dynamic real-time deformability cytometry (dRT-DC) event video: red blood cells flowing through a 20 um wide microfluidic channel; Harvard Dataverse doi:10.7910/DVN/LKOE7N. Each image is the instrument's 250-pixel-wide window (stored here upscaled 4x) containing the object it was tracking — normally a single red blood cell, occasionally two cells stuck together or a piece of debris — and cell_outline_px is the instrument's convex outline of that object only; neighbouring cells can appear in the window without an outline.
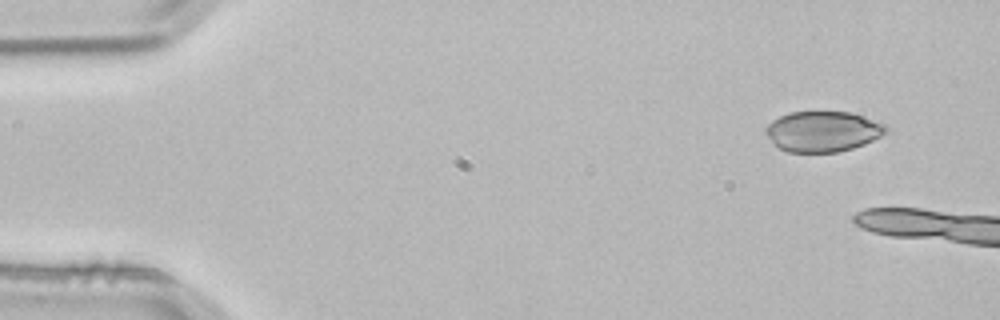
{"species": "common noctule bat (a hibernating species)", "species_latin": "Nyctalus noctula", "temperature_condition": "room temperature", "stored_images_in_passage": 3, "camera_frame_rate_fps": 3000, "um_per_image_px": 0.085, "animal": {"sex": "male", "body_mass_g": 21.5, "forearm_length_mm": 52.0}, "frame": {"image": 1, "passage_image": 1, "time_ms": 0.0, "image_size_px": [1000, 320], "cell_outline_px": [[888, 132], [864, 144], [852, 148], [836, 152], [788, 152], [780, 148], [764, 132], [764, 128], [772, 120], [788, 112], [852, 112], [884, 124], [888, 128]], "centroid_in_image_um": [69.93, 11.16], "position_along_channel_um": 15.1, "area_um2": 28.21}}